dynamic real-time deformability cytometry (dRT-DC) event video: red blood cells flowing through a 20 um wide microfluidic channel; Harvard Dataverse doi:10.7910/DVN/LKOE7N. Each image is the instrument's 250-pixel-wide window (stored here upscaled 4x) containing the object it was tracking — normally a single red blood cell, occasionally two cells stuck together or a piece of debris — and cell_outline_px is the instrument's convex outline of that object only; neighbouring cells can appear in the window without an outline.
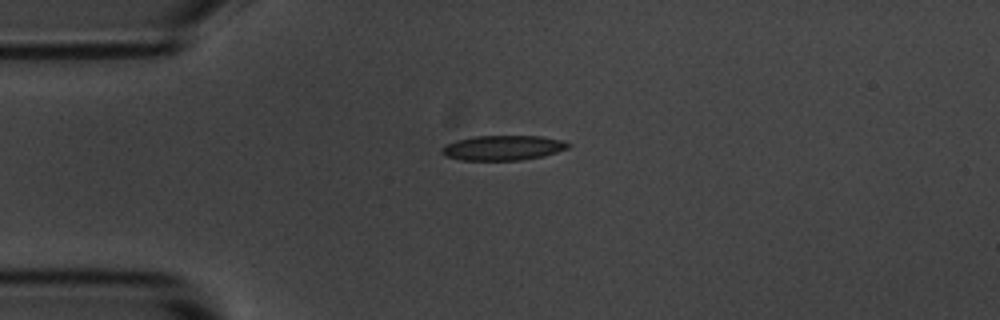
{"species": "common noctule bat (a hibernating species)", "species_latin": "Nyctalus noctula", "temperature_condition": "room temperature", "stored_images_in_passage": 12, "camera_frame_rate_fps": 3000, "um_per_image_px": 0.085, "animal": {"sex": "male", "body_mass_g": 20.1, "forearm_length_mm": 53.5}, "frame": {"image": 1, "passage_image": 1, "time_ms": 0.0, "image_size_px": [1000, 320], "cell_outline_px": [[572, 144], [568, 148], [544, 156], [520, 160], [460, 160], [444, 156], [440, 152], [440, 148], [444, 144], [456, 140], [472, 136], [540, 136], [564, 140]], "centroid_in_image_um": [42.71, 12.56], "position_along_channel_um": 42.3, "area_um2": 18.61}}
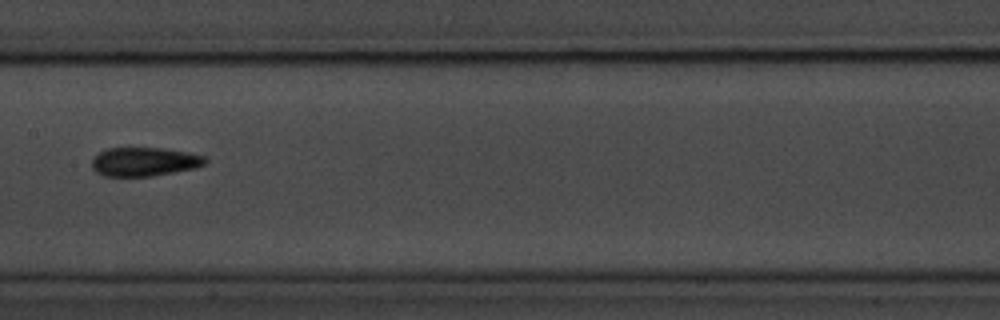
{"frame": {"image": 2, "passage_image": 5, "time_ms": 4.667, "image_size_px": [1000, 320], "cell_outline_px": [[208, 160], [204, 164], [196, 168], [152, 176], [104, 176], [96, 172], [92, 168], [92, 160], [100, 152], [108, 148], [164, 148], [188, 152], [204, 156]], "centroid_in_image_um": [12.28, 13.75], "position_along_channel_um": 195.1, "area_um2": 19.02}}
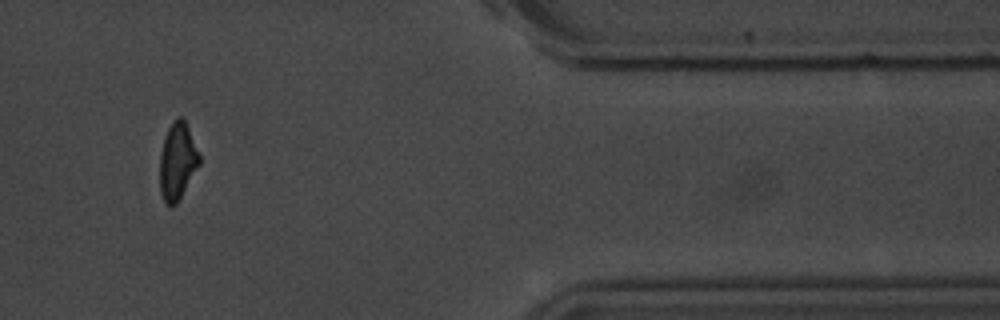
{"frame": {"image": 3, "passage_image": 10, "time_ms": 11.0, "image_size_px": [1000, 320], "cell_outline_px": [[200, 164], [176, 204], [164, 204], [160, 192], [160, 152], [164, 136], [168, 128], [176, 116], [184, 116], [200, 156]], "centroid_in_image_um": [15.07, 13.66], "position_along_channel_um": 396.3, "area_um2": 17.86}, "authors_computed_cell_mechanics": {"area_um2": 18.0336, "velocity_mm_per_s": 3.7027, "shape_relaxation_time_tau1_ms": 6.8377, "shape_relaxation_time_tau2_ms": null, "deformation_change_tau1": 0.1805, "deformation_change_tau2": null}}